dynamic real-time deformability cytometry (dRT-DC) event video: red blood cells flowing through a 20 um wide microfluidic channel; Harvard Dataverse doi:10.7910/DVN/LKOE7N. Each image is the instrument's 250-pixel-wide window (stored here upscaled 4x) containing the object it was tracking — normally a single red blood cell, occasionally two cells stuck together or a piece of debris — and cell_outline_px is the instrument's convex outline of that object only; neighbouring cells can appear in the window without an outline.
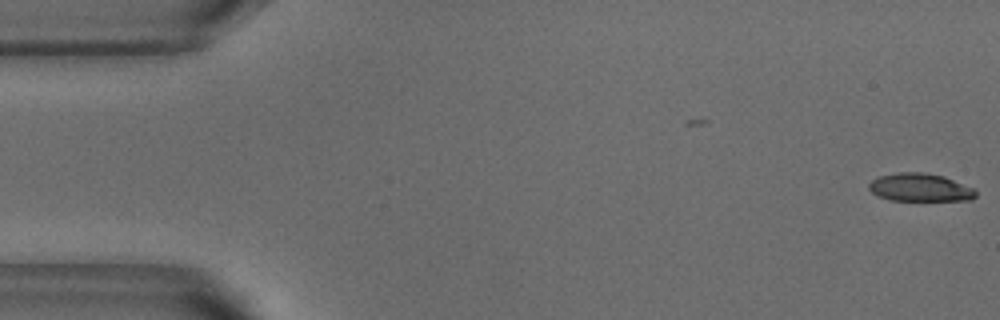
{"species": "common noctule bat (a hibernating species)", "species_latin": "Nyctalus noctula", "temperature_condition": "warm", "stored_images_in_passage": 45, "camera_frame_rate_fps": 3000, "um_per_image_px": 0.085, "animal": {"sex": "male", "body_mass_g": 18.8}, "frame": {"image": 1, "passage_image": 1, "time_ms": 0.0, "image_size_px": [1000, 320], "cell_outline_px": [[976, 196], [972, 200], [892, 200], [876, 196], [868, 188], [868, 184], [872, 180], [880, 176], [900, 172], [924, 172], [944, 176], [972, 188], [976, 192]], "centroid_in_image_um": [78.18, 15.93], "position_along_channel_um": 6.8, "area_um2": 17.34}}
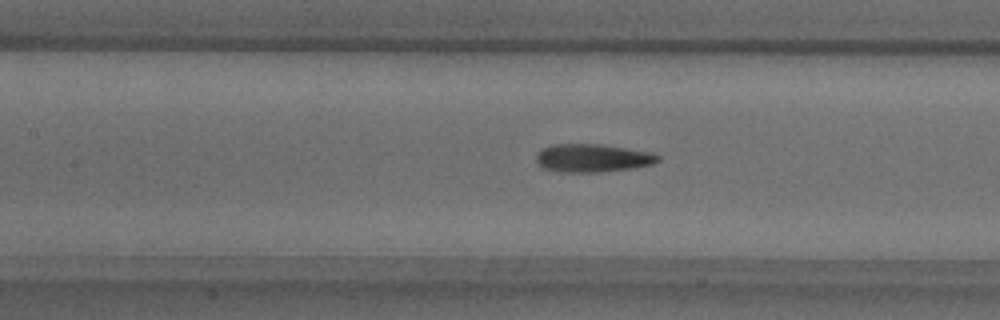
{"frame": {"image": 2, "passage_image": 23, "time_ms": 7.333, "image_size_px": [1000, 320], "cell_outline_px": [[660, 160], [652, 164], [632, 168], [600, 172], [560, 172], [544, 168], [536, 160], [536, 152], [540, 148], [552, 144], [600, 144], [652, 152], [660, 156]], "centroid_in_image_um": [50.35, 13.42], "position_along_channel_um": 157.1, "area_um2": 20.06}}
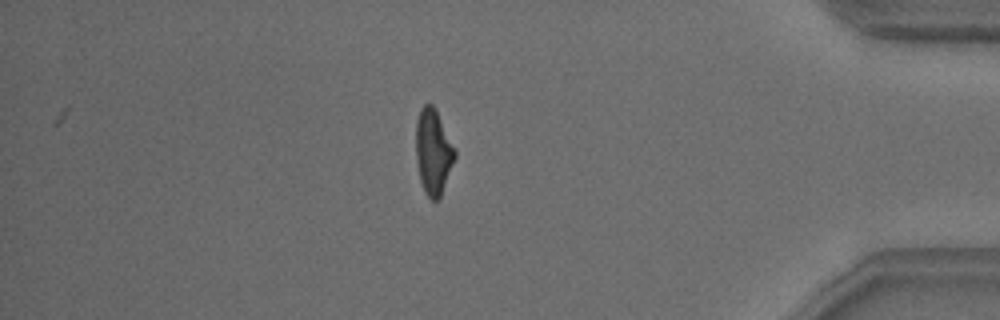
{"frame": {"image": 3, "passage_image": 45, "time_ms": 14.667, "image_size_px": [1000, 320], "cell_outline_px": [[456, 156], [440, 200], [432, 200], [424, 192], [420, 180], [416, 160], [416, 120], [420, 108], [424, 104], [432, 104], [436, 108], [456, 152]], "centroid_in_image_um": [36.82, 12.91], "position_along_channel_um": 398.4, "area_um2": 19.54}, "authors_computed_cell_mechanics": {"area_um2": 19.7676, "velocity_mm_per_s": 3.8268, "shape_relaxation_time_tau1_ms": 3.6483, "shape_relaxation_time_tau2_ms": 0.8401, "deformation_change_tau1": 0.1735, "deformation_change_tau2": 0.0854}}